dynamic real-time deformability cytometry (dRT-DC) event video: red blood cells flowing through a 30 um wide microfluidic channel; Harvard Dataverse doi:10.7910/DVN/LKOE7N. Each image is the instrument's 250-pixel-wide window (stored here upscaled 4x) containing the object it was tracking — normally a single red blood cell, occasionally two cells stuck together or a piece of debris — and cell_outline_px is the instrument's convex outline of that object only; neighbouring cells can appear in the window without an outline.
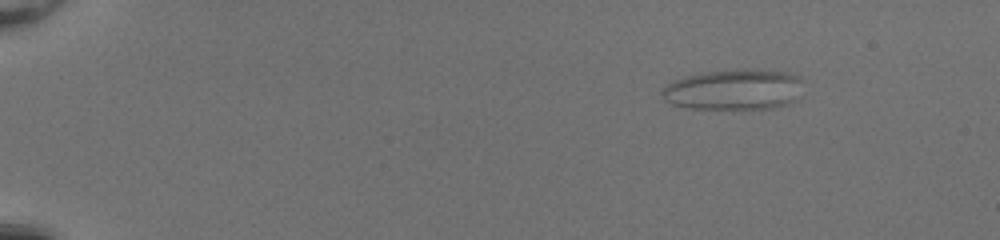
{"species": "common noctule bat (a hibernating species)", "species_latin": "Nyctalus noctula", "temperature_condition": "room temperature", "stored_images_in_passage": 52, "camera_frame_rate_fps": 3000, "um_per_image_px": 0.085, "animal": {"sex": "female", "body_mass_g": 20.0, "forearm_length_mm": 54.0}, "frame": {"image": 1, "passage_image": 8, "time_ms": 2.333, "image_size_px": [1000, 240], "cell_outline_px": [[800, 80], [796, 100], [788, 104], [772, 108], [688, 108], [672, 104], [664, 100], [660, 92], [668, 84], [684, 76], [704, 72], [784, 72], [800, 76]], "centroid_in_image_um": [62.31, 7.66], "position_along_channel_um": 22.7, "area_um2": 32.02}}
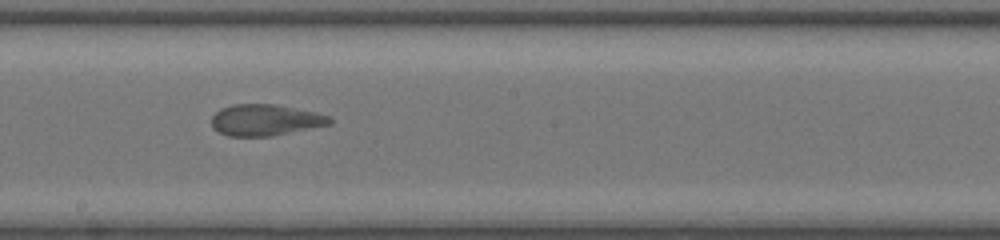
{"frame": {"image": 2, "passage_image": 32, "time_ms": 10.333, "image_size_px": [1000, 240], "cell_outline_px": [[332, 124], [272, 136], [228, 136], [212, 128], [212, 116], [220, 108], [232, 104], [276, 104], [316, 112], [332, 116]], "centroid_in_image_um": [22.57, 10.19], "position_along_channel_um": 225.6, "area_um2": 21.73}}
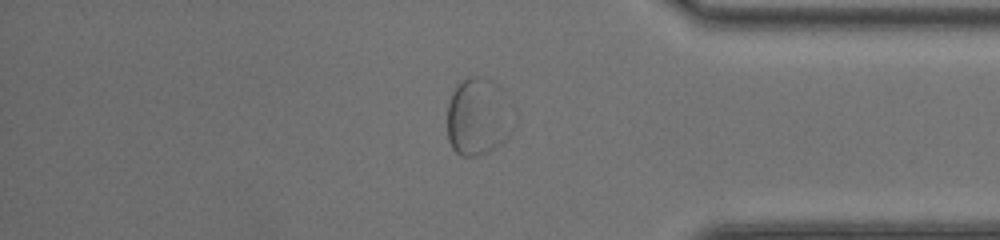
{"frame": {"image": 3, "passage_image": 45, "time_ms": 14.667, "image_size_px": [1000, 240], "cell_outline_px": [[512, 132], [504, 140], [492, 148], [484, 152], [472, 156], [464, 156], [456, 152], [452, 148], [448, 140], [448, 104], [452, 92], [468, 76], [480, 76], [492, 80], [504, 88], [512, 128]], "centroid_in_image_um": [40.61, 9.89], "position_along_channel_um": 394.6, "area_um2": 29.36}}